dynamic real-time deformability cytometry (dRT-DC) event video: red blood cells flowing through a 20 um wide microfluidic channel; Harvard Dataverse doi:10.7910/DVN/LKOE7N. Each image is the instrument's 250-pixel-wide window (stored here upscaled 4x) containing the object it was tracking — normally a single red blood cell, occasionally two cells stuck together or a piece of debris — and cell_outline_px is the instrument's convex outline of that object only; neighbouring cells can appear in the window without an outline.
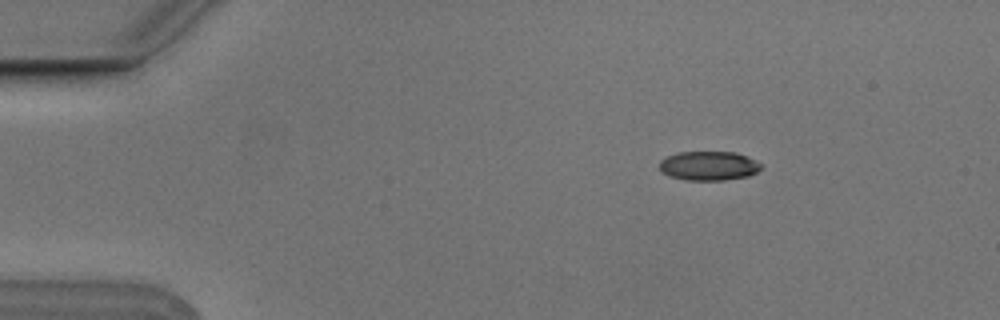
{"species": "Egyptian fruit bat (a non-hibernating species)", "species_latin": "Rousettus aegyptiacus", "temperature_condition": "cold", "stored_images_in_passage": 4, "camera_frame_rate_fps": 3000, "um_per_image_px": 0.085, "animal": {"sex": "male"}, "frame": {"image": 1, "passage_image": 3, "time_ms": 0.667, "image_size_px": [1000, 320], "cell_outline_px": [[760, 168], [756, 172], [748, 176], [724, 180], [688, 180], [668, 176], [660, 172], [660, 160], [664, 156], [676, 152], [736, 152], [748, 156], [756, 160], [760, 164]], "centroid_in_image_um": [60.2, 14.08], "position_along_channel_um": 24.8, "area_um2": 17.46}}